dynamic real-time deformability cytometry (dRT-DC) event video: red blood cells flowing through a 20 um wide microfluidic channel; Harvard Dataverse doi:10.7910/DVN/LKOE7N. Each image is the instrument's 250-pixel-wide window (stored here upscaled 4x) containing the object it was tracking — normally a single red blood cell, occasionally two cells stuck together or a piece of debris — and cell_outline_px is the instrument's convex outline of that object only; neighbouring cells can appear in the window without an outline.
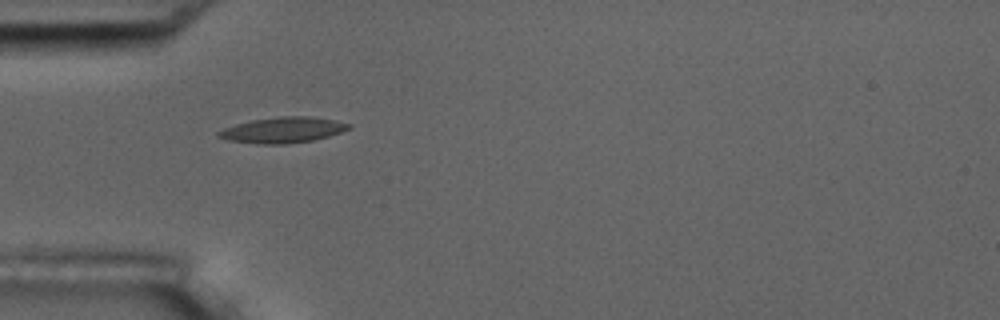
{"species": "common noctule bat (a hibernating species)", "species_latin": "Nyctalus noctula", "temperature_condition": "room temperature", "stored_images_in_passage": 2, "camera_frame_rate_fps": 3000, "um_per_image_px": 0.085, "animal": {"sex": "male", "body_mass_g": 17.5, "forearm_length_mm": 52.3}, "frame": {"image": 1, "passage_image": 1, "time_ms": 0.0, "image_size_px": [1000, 320], "cell_outline_px": [[352, 128], [328, 136], [312, 140], [284, 144], [264, 144], [228, 140], [216, 136], [216, 132], [224, 128], [236, 124], [252, 120], [280, 116], [308, 116], [336, 120], [352, 124]], "centroid_in_image_um": [24.05, 11.04], "position_along_channel_um": 60.9, "area_um2": 19.42}}